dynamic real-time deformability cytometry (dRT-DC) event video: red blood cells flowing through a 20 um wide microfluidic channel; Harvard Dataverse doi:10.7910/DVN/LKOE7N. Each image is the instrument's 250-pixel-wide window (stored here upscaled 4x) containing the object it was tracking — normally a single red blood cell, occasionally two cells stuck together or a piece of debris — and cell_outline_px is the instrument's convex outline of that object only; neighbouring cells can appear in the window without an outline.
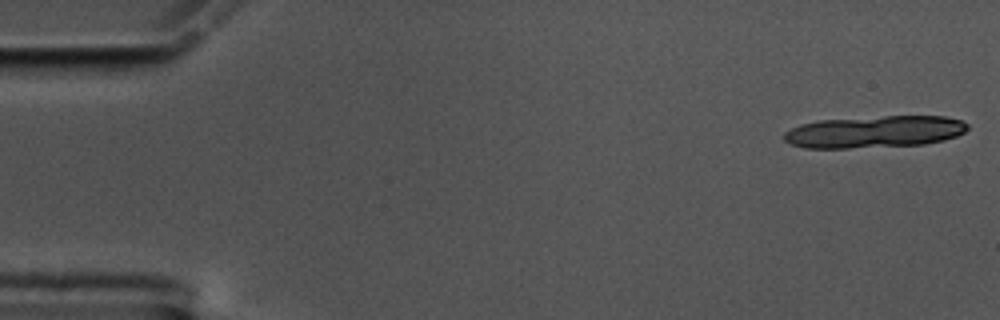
{"species": "common noctule bat (a hibernating species)", "species_latin": "Nyctalus noctula", "temperature_condition": "cold", "stored_images_in_passage": 11, "camera_frame_rate_fps": 3000, "um_per_image_px": 0.085, "animal": {"sex": "male", "body_mass_g": 17.5, "forearm_length_mm": 52.3}, "frame": {"image": 1, "passage_image": 1, "time_ms": 0.0, "image_size_px": [1000, 320], "cell_outline_px": [[968, 128], [964, 132], [956, 136], [944, 140], [924, 144], [848, 148], [804, 148], [788, 144], [784, 140], [784, 132], [800, 124], [820, 120], [884, 116], [944, 116], [960, 120], [968, 124]], "centroid_in_image_um": [74.31, 11.2], "position_along_channel_um": 10.7, "area_um2": 34.22}}